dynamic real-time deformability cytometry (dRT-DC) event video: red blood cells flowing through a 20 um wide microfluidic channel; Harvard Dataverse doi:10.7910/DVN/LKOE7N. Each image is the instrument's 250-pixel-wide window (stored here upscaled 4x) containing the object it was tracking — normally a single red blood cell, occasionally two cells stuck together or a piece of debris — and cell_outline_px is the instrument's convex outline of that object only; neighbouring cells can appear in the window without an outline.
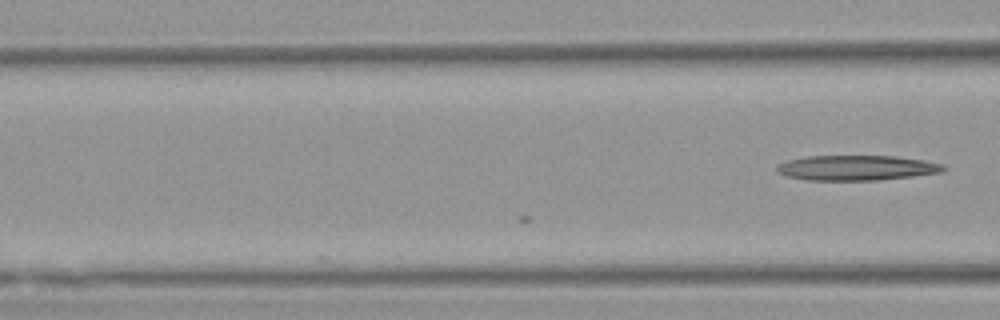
{"species": "Egyptian fruit bat (a non-hibernating species)", "species_latin": "Rousettus aegyptiacus", "temperature_condition": "warm", "stored_images_in_passage": 4, "camera_frame_rate_fps": 3000, "um_per_image_px": 0.085, "animal": {"sex": "female"}, "frame": {"image": 1, "passage_image": 4, "time_ms": 1.0, "image_size_px": [1000, 320], "cell_outline_px": [[948, 168], [944, 172], [912, 176], [876, 180], [808, 180], [784, 176], [776, 172], [776, 164], [788, 160], [804, 156], [896, 156], [924, 160], [944, 164]], "centroid_in_image_um": [72.8, 14.26], "position_along_channel_um": 93.8, "area_um2": 24.62}}